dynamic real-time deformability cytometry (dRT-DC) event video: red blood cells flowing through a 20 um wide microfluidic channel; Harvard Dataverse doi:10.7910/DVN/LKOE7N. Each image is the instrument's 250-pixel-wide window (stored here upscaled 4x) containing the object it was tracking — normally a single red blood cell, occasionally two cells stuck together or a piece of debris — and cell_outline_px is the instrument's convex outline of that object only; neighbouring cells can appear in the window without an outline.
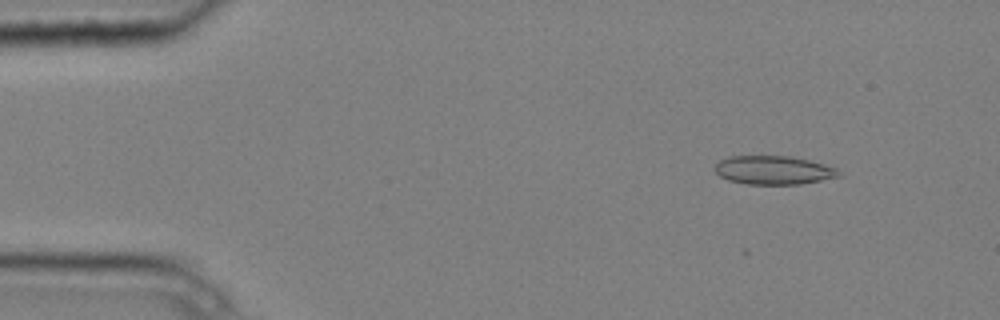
{"species": "common noctule bat (a hibernating species)", "species_latin": "Nyctalus noctula", "temperature_condition": "cold", "stored_images_in_passage": 7, "camera_frame_rate_fps": 3000, "um_per_image_px": 0.085, "animal": {"sex": "male", "body_mass_g": 20.4}, "frame": {"image": 1, "passage_image": 1, "time_ms": 0.0, "image_size_px": [1000, 320], "cell_outline_px": [[844, 176], [800, 184], [748, 184], [728, 180], [720, 176], [716, 172], [716, 164], [720, 160], [728, 156], [792, 156], [812, 160], [836, 168]], "centroid_in_image_um": [65.8, 14.46], "position_along_channel_um": 19.2, "area_um2": 20.81}}
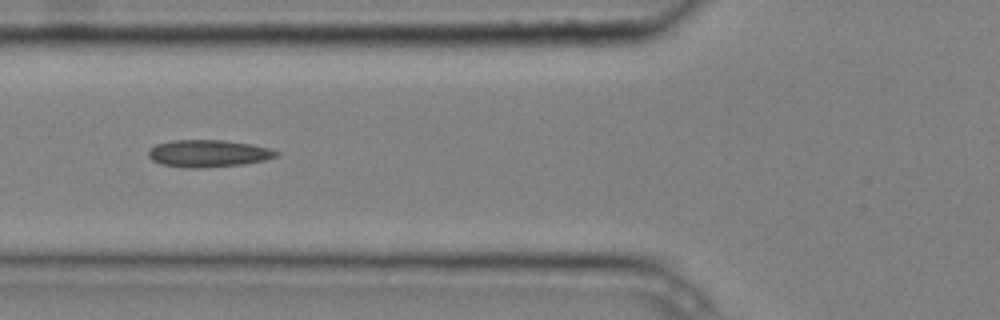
{"frame": {"image": 2, "passage_image": 5, "time_ms": 1.333, "image_size_px": [1000, 320], "cell_outline_px": [[280, 152], [276, 156], [264, 160], [244, 164], [204, 168], [180, 168], [160, 164], [152, 160], [148, 156], [148, 152], [156, 144], [172, 140], [224, 140], [252, 144], [268, 148]], "centroid_in_image_um": [17.68, 13.05], "position_along_channel_um": 108.1, "area_um2": 20.4}}
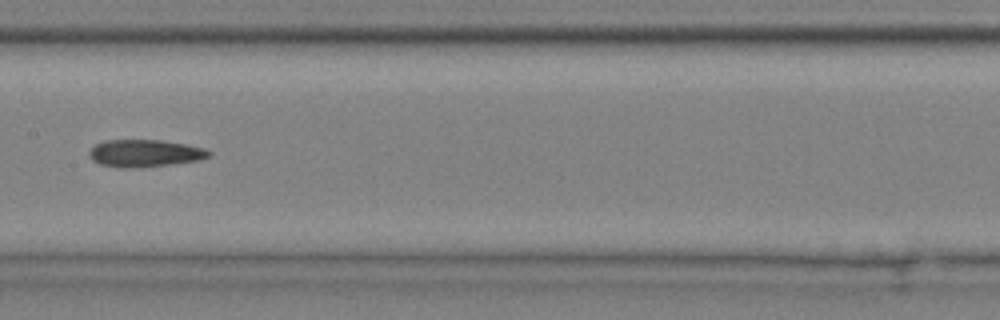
{"frame": {"image": 3, "passage_image": 7, "time_ms": 2.0, "image_size_px": [1000, 320], "cell_outline_px": [[212, 156], [200, 160], [168, 164], [132, 168], [116, 168], [100, 164], [92, 160], [88, 156], [88, 152], [96, 144], [104, 140], [160, 140], [184, 144], [204, 148], [212, 152]], "centroid_in_image_um": [12.29, 13.03], "position_along_channel_um": 195.1, "area_um2": 19.07}}